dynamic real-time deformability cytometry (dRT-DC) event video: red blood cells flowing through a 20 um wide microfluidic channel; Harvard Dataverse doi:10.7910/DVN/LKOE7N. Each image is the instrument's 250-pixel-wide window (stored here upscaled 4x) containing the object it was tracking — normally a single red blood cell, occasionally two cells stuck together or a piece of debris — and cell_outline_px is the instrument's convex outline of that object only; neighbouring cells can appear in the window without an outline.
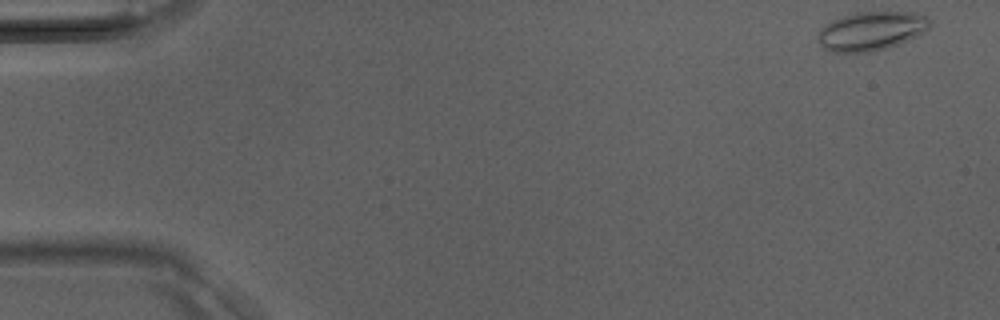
{"species": "Egyptian fruit bat (a non-hibernating species)", "species_latin": "Rousettus aegyptiacus", "temperature_condition": "room temperature", "stored_images_in_passage": 8, "camera_frame_rate_fps": 3000, "um_per_image_px": 0.085, "animal": {"sex": "male"}, "frame": {"image": 1, "passage_image": 1, "time_ms": 0.0, "image_size_px": [1000, 320], "cell_outline_px": [[932, 24], [928, 28], [916, 36], [908, 40], [888, 48], [868, 52], [832, 52], [824, 48], [816, 40], [816, 36], [820, 28], [824, 24], [832, 20], [856, 12], [920, 12], [928, 16], [932, 20]], "centroid_in_image_um": [74.06, 2.62], "position_along_channel_um": 10.9, "area_um2": 25.66}}